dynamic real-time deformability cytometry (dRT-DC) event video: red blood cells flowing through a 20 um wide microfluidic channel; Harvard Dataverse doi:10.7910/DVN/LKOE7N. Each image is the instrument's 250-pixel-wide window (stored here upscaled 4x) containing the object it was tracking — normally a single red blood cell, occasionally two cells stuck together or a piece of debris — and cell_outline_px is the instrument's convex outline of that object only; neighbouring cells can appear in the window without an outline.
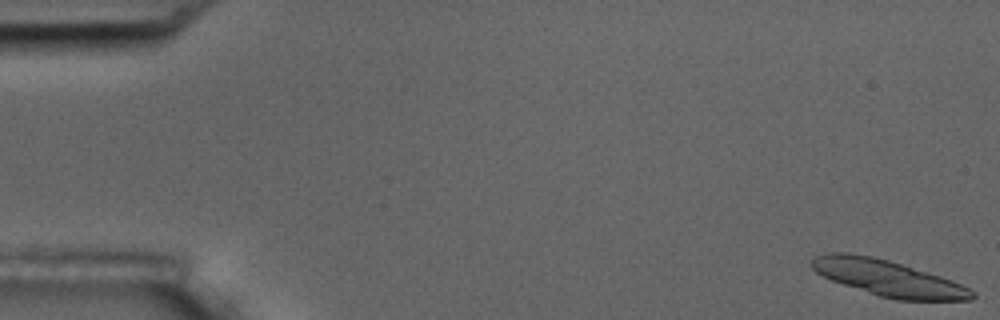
{"species": "common noctule bat (a hibernating species)", "species_latin": "Nyctalus noctula", "temperature_condition": "room temperature", "stored_images_in_passage": 17, "camera_frame_rate_fps": 3000, "um_per_image_px": 0.085, "animal": {"sex": "male", "body_mass_g": 17.5, "forearm_length_mm": 52.3}, "frame": {"image": 1, "passage_image": 1, "time_ms": 0.0, "image_size_px": [1000, 320], "cell_outline_px": [[976, 296], [972, 300], [896, 300], [880, 296], [832, 280], [816, 272], [812, 268], [812, 260], [816, 256], [824, 252], [848, 252], [872, 256], [888, 260], [940, 276], [952, 280], [976, 292]], "centroid_in_image_um": [75.49, 23.63], "position_along_channel_um": 9.5, "area_um2": 33.29}}